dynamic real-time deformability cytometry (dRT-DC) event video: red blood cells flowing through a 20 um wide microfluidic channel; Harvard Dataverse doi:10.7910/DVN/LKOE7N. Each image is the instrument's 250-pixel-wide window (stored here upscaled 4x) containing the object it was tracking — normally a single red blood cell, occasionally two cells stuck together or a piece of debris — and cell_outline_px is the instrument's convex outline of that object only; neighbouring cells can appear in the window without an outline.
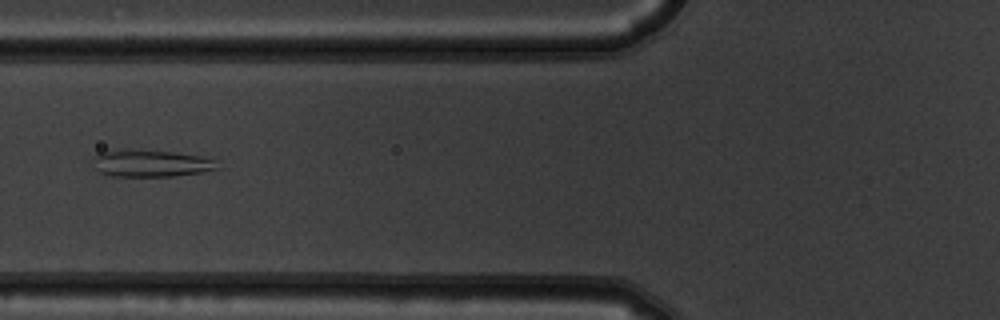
{"species": "common noctule bat (a hibernating species)", "species_latin": "Nyctalus noctula", "temperature_condition": "warm", "stored_images_in_passage": 7, "camera_frame_rate_fps": 3000, "um_per_image_px": 0.085, "animal": {"sex": "male", "body_mass_g": 19.5, "forearm_length_mm": 54.6}, "frame": {"image": 1, "passage_image": 6, "time_ms": 1.667, "image_size_px": [1000, 320], "cell_outline_px": [[220, 168], [200, 172], [176, 176], [112, 176], [100, 172], [96, 168], [92, 160], [92, 156], [100, 152], [172, 152], [200, 156], [216, 160]], "centroid_in_image_um": [12.88, 13.93], "position_along_channel_um": 112.9, "area_um2": 18.73}}
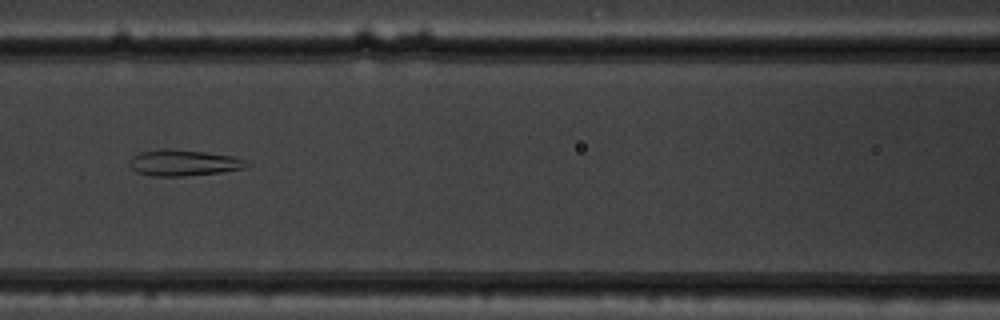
{"frame": {"image": 2, "passage_image": 7, "time_ms": 2.0, "image_size_px": [1000, 320], "cell_outline_px": [[248, 164], [244, 168], [220, 172], [184, 176], [152, 176], [136, 172], [128, 164], [128, 160], [132, 156], [140, 152], [164, 148], [204, 152], [232, 156], [244, 160]], "centroid_in_image_um": [15.52, 13.84], "position_along_channel_um": 151.1, "area_um2": 17.69}}